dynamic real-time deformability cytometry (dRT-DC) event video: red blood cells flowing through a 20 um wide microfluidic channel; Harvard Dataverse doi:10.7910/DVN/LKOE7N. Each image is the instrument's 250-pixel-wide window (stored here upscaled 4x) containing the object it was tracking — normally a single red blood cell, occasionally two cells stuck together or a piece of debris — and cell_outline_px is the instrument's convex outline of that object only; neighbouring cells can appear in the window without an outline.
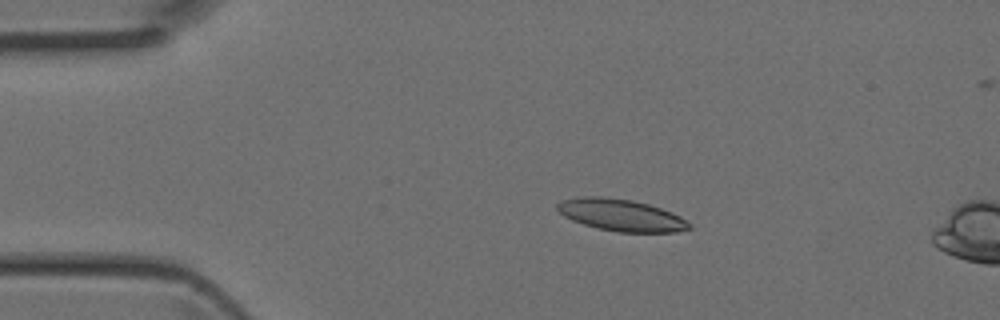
{"species": "Egyptian fruit bat (a non-hibernating species)", "species_latin": "Rousettus aegyptiacus", "temperature_condition": "room temperature", "stored_images_in_passage": 5, "camera_frame_rate_fps": 3000, "um_per_image_px": 0.085, "animal": {"sex": "female"}, "frame": {"image": 1, "passage_image": 3, "time_ms": 0.667, "image_size_px": [1000, 320], "cell_outline_px": [[692, 228], [676, 232], [616, 232], [584, 224], [572, 220], [564, 216], [556, 208], [556, 204], [560, 200], [584, 196], [600, 196], [632, 200], [648, 204], [672, 212], [680, 216], [692, 224]], "centroid_in_image_um": [52.8, 18.28], "position_along_channel_um": 32.2, "area_um2": 24.51}}